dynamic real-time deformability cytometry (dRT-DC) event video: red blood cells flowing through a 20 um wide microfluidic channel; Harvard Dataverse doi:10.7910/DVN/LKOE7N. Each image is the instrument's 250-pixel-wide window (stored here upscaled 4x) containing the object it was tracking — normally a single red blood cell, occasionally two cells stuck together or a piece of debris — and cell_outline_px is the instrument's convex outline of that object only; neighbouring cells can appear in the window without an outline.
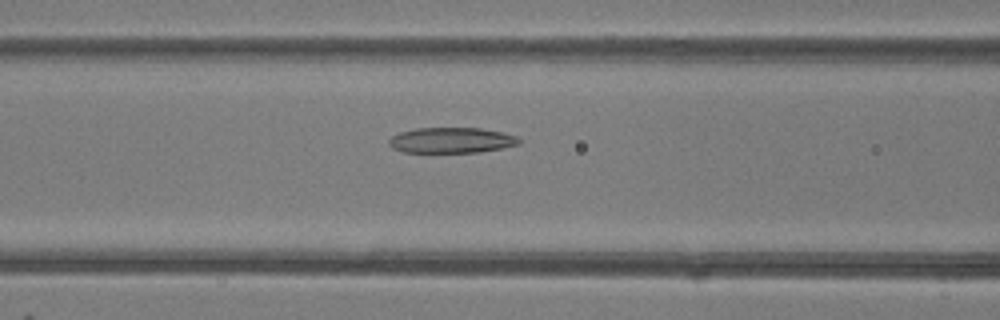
{"species": "common noctule bat (a hibernating species)", "species_latin": "Nyctalus noctula", "temperature_condition": "room temperature", "stored_images_in_passage": 44, "camera_frame_rate_fps": 3000, "um_per_image_px": 0.085, "animal": {"sex": "female"}, "frame": {"image": 1, "passage_image": 15, "time_ms": 4.667, "image_size_px": [1000, 320], "cell_outline_px": [[520, 144], [504, 148], [480, 152], [400, 152], [392, 148], [388, 144], [388, 140], [392, 136], [400, 132], [416, 128], [480, 128], [504, 132], [516, 136], [520, 140]], "centroid_in_image_um": [38.37, 11.92], "position_along_channel_um": 128.2, "area_um2": 19.54}}
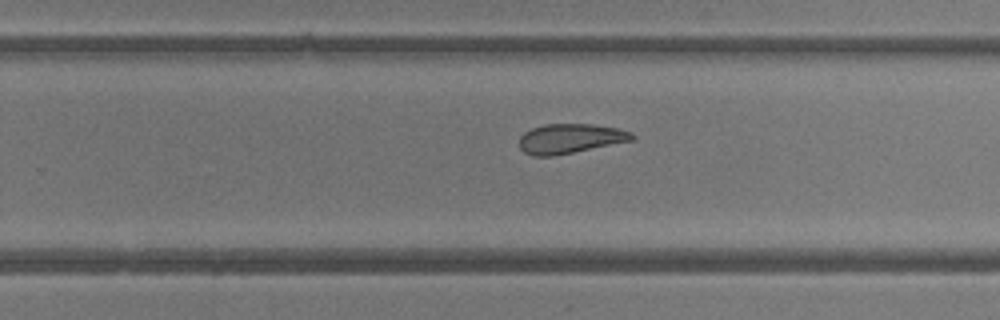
{"frame": {"image": 2, "passage_image": 26, "time_ms": 8.333, "image_size_px": [1000, 320], "cell_outline_px": [[636, 136], [632, 140], [552, 156], [532, 156], [524, 152], [520, 148], [520, 136], [524, 132], [532, 128], [544, 124], [592, 124], [620, 128], [632, 132]], "centroid_in_image_um": [48.46, 11.76], "position_along_channel_um": 281.3, "area_um2": 19.36}}
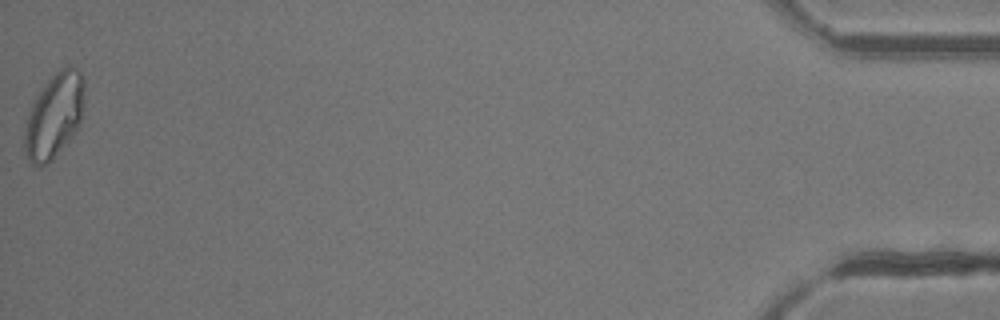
{"frame": {"image": 3, "passage_image": 44, "time_ms": 14.333, "image_size_px": [1000, 320], "cell_outline_px": [[84, 108], [80, 120], [72, 136], [52, 160], [48, 164], [40, 168], [32, 164], [28, 160], [24, 148], [24, 132], [28, 116], [32, 104], [36, 96], [48, 80], [60, 68], [68, 64], [76, 68], [80, 72], [84, 80]], "centroid_in_image_um": [4.61, 9.84], "position_along_channel_um": 430.6, "area_um2": 29.54}, "authors_computed_cell_mechanics": {"area_um2": 22.5998, "velocity_mm_per_s": 4.1794, "shape_relaxation_time_tau1_ms": 11.14, "shape_relaxation_time_tau2_ms": 1.5523, "deformation_change_tau1": 0.2466, "deformation_change_tau2": 0.0858}}